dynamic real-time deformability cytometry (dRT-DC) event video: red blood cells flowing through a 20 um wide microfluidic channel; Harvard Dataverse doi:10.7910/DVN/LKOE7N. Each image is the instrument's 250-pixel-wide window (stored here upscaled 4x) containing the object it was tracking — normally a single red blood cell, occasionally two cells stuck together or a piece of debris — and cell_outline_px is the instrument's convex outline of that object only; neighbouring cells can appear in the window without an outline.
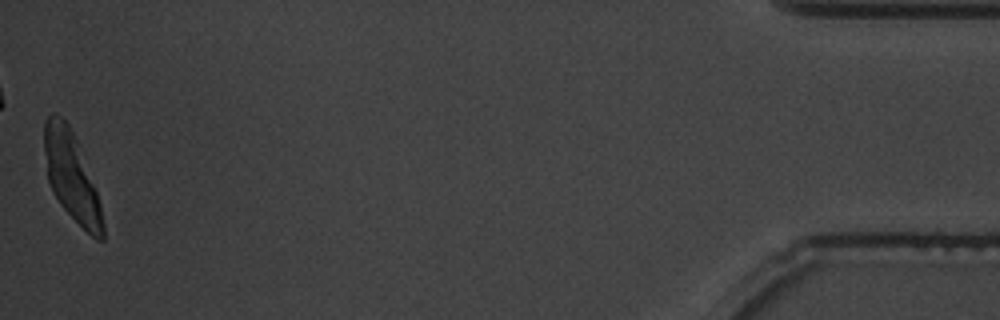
{"species": "common noctule bat (a hibernating species)", "species_latin": "Nyctalus noctula", "temperature_condition": "warm", "stored_images_in_passage": 53, "camera_frame_rate_fps": 3000, "um_per_image_px": 0.085, "animal": {"sex": "male", "body_mass_g": 19.5, "forearm_length_mm": 54.6}, "frame": {"image": 1, "passage_image": 53, "time_ms": 17.333, "image_size_px": [1000, 320], "cell_outline_px": [[104, 240], [96, 240], [60, 204], [52, 192], [48, 180], [44, 152], [44, 120], [52, 112], [56, 112], [68, 124], [76, 140], [96, 192], [100, 204], [104, 224]], "centroid_in_image_um": [6.05, 14.98], "position_along_channel_um": 429.2, "area_um2": 29.54}}